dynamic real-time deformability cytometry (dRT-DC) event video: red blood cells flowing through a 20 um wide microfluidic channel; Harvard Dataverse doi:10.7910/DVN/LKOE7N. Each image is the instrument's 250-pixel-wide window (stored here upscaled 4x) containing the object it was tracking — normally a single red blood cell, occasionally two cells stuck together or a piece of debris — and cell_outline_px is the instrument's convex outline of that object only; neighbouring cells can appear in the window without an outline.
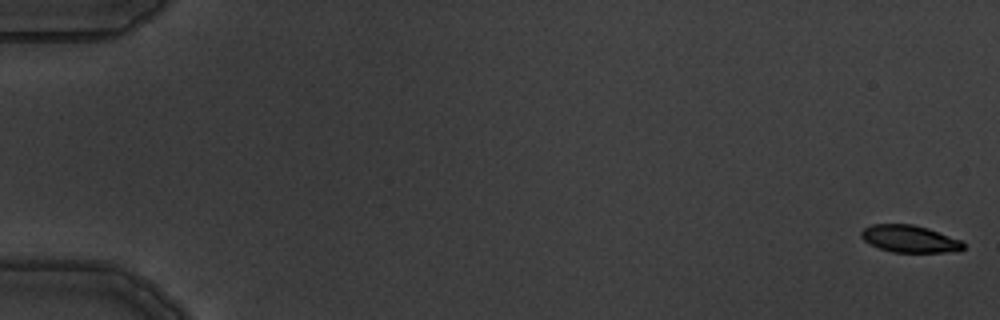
{"species": "common noctule bat (a hibernating species)", "species_latin": "Nyctalus noctula", "temperature_condition": "warm", "stored_images_in_passage": 6, "camera_frame_rate_fps": 3000, "um_per_image_px": 0.085, "animal": {"sex": "male", "body_mass_g": 19.5, "forearm_length_mm": 54.6}, "frame": {"image": 1, "passage_image": 1, "time_ms": 0.0, "image_size_px": [1000, 320], "cell_outline_px": [[964, 248], [948, 252], [892, 252], [880, 248], [864, 240], [860, 236], [860, 232], [864, 228], [872, 224], [912, 224], [928, 228], [960, 240], [964, 244]], "centroid_in_image_um": [77.29, 20.29], "position_along_channel_um": 7.7, "area_um2": 15.95}}
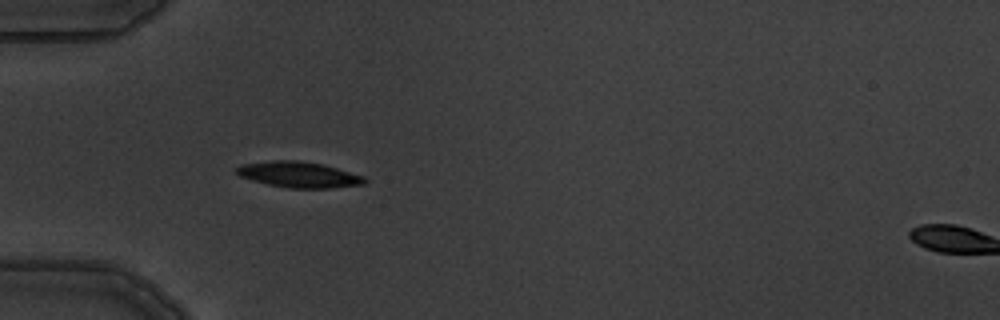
{"frame": {"image": 2, "passage_image": 5, "time_ms": 5.667, "image_size_px": [1000, 320], "cell_outline_px": [[368, 180], [364, 184], [332, 188], [288, 188], [268, 184], [252, 180], [240, 176], [236, 172], [236, 168], [240, 164], [272, 160], [296, 160], [324, 164], [364, 176]], "centroid_in_image_um": [25.41, 14.83], "position_along_channel_um": 59.6, "area_um2": 19.36}}